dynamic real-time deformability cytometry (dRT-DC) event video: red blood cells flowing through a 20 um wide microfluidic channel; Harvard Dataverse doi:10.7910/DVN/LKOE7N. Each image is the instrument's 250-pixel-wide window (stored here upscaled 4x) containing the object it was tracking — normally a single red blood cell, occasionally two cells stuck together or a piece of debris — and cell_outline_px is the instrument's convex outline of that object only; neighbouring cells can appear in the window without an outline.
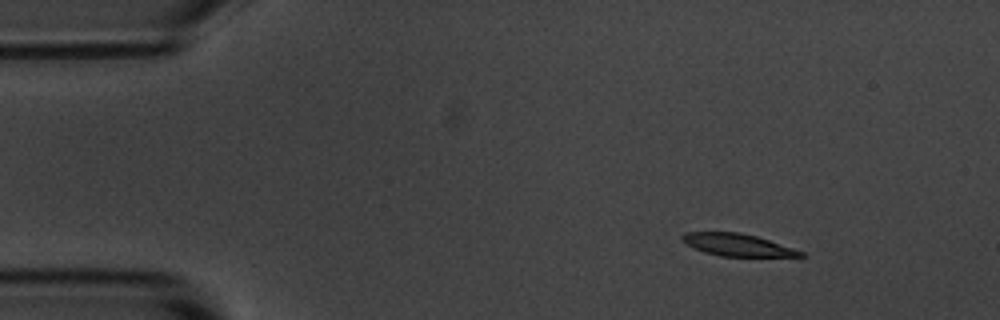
{"species": "common noctule bat (a hibernating species)", "species_latin": "Nyctalus noctula", "temperature_condition": "room temperature", "stored_images_in_passage": 4, "camera_frame_rate_fps": 3000, "um_per_image_px": 0.085, "animal": {"sex": "male", "body_mass_g": 20.1, "forearm_length_mm": 53.5}, "frame": {"image": 1, "passage_image": 2, "time_ms": 1.0, "image_size_px": [1000, 320], "cell_outline_px": [[808, 256], [720, 256], [704, 252], [680, 240], [680, 236], [684, 232], [740, 232], [756, 236], [804, 252]], "centroid_in_image_um": [62.64, 20.8], "position_along_channel_um": 22.4, "area_um2": 15.14}}